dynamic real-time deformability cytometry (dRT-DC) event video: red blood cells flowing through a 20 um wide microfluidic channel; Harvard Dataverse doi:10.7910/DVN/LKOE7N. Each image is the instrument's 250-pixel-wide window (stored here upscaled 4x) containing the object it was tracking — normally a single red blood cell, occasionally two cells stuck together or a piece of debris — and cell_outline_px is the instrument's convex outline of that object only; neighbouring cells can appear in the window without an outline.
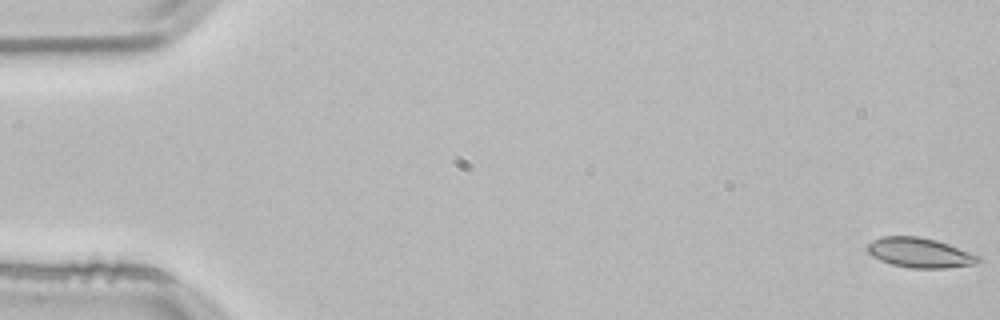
{"species": "common noctule bat (a hibernating species)", "species_latin": "Nyctalus noctula", "temperature_condition": "room temperature", "stored_images_in_passage": 3, "camera_frame_rate_fps": 3000, "um_per_image_px": 0.085, "animal": {"sex": "male", "body_mass_g": 21.5, "forearm_length_mm": 52.0}, "frame": {"image": 1, "passage_image": 1, "time_ms": 0.0, "image_size_px": [1000, 320], "cell_outline_px": [[980, 260], [976, 264], [944, 268], [912, 268], [892, 264], [880, 260], [872, 256], [868, 252], [868, 244], [872, 240], [884, 236], [916, 236], [936, 240], [948, 244], [980, 256]], "centroid_in_image_um": [78.18, 21.48], "position_along_channel_um": 6.8, "area_um2": 19.07}}